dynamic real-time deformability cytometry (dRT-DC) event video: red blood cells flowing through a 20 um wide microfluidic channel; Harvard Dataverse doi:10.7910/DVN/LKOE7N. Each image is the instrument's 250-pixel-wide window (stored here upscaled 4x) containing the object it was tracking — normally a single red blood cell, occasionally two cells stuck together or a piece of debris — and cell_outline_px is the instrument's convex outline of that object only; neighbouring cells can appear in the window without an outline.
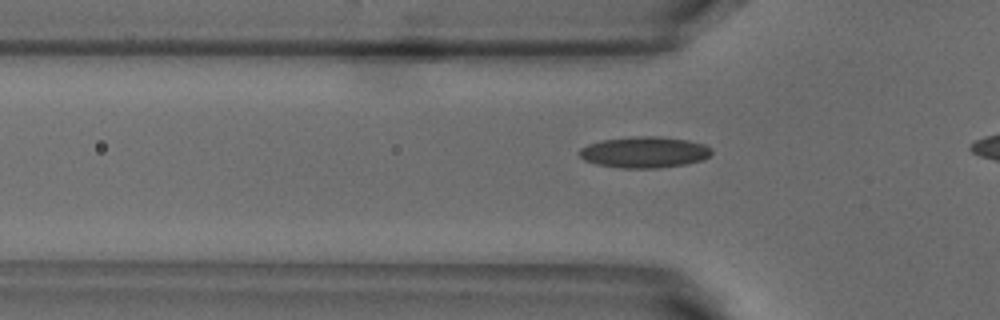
{"species": "common noctule bat (a hibernating species)", "species_latin": "Nyctalus noctula", "temperature_condition": "warm", "stored_images_in_passage": 7, "camera_frame_rate_fps": 3000, "um_per_image_px": 0.085, "animal": {"sex": "male", "body_mass_g": 18.8}, "frame": {"image": 1, "passage_image": 5, "time_ms": 1.333, "image_size_px": [1000, 320], "cell_outline_px": [[712, 152], [704, 160], [684, 164], [660, 168], [620, 168], [596, 164], [584, 160], [576, 152], [580, 148], [588, 144], [600, 140], [632, 136], [656, 136], [688, 140], [704, 144], [712, 148]], "centroid_in_image_um": [54.74, 12.93], "position_along_channel_um": 71.1, "area_um2": 24.28}}